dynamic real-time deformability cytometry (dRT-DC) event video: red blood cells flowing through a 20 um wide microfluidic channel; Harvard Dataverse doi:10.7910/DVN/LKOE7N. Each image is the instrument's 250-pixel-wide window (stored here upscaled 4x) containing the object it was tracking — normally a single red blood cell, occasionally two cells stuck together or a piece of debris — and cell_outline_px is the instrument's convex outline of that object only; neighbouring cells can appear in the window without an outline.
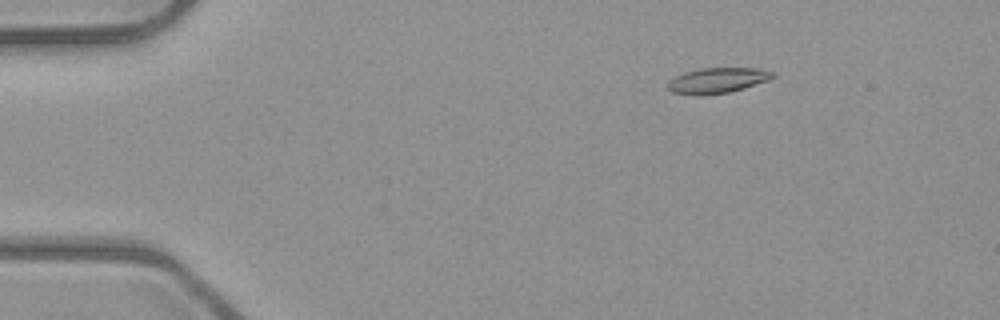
{"species": "common noctule bat (a hibernating species)", "species_latin": "Nyctalus noctula", "temperature_condition": "room temperature", "stored_images_in_passage": 45, "camera_frame_rate_fps": 3000, "um_per_image_px": 0.085, "animal": {"sex": "male", "body_mass_g": 23.1, "forearm_length_mm": 52.7}, "frame": {"image": 1, "passage_image": 1, "time_ms": 0.0, "image_size_px": [1000, 320], "cell_outline_px": [[776, 76], [768, 80], [744, 88], [728, 92], [704, 96], [696, 96], [672, 92], [668, 88], [668, 80], [684, 72], [700, 68], [756, 68], [772, 72]], "centroid_in_image_um": [60.94, 6.85], "position_along_channel_um": 24.1, "area_um2": 15.61}}
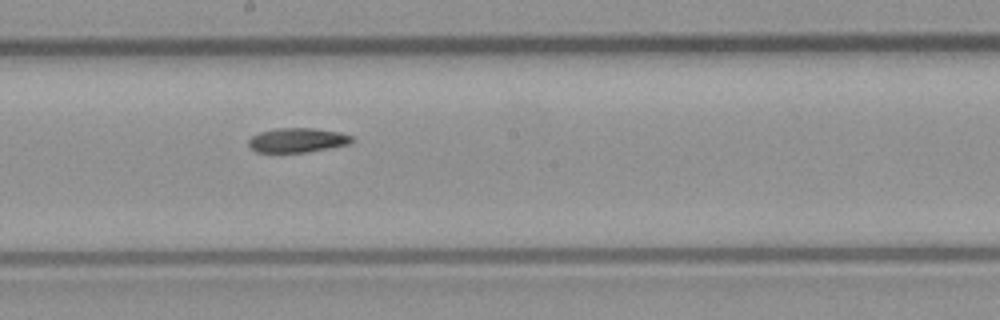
{"frame": {"image": 2, "passage_image": 22, "time_ms": 7.0, "image_size_px": [1000, 320], "cell_outline_px": [[356, 140], [348, 144], [308, 152], [256, 152], [248, 144], [248, 140], [252, 136], [260, 132], [276, 128], [312, 128], [340, 132], [352, 136]], "centroid_in_image_um": [25.29, 11.91], "position_along_channel_um": 222.9, "area_um2": 14.68}}
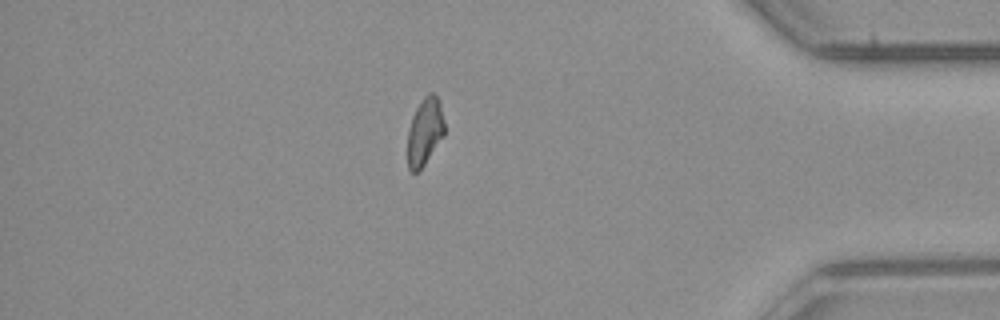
{"frame": {"image": 3, "passage_image": 38, "time_ms": 12.333, "image_size_px": [1000, 320], "cell_outline_px": [[444, 136], [424, 164], [416, 172], [412, 172], [408, 168], [408, 128], [412, 116], [416, 108], [424, 96], [428, 92], [432, 92], [440, 100], [444, 120]], "centroid_in_image_um": [36.11, 11.14], "position_along_channel_um": 399.1, "area_um2": 14.51}}